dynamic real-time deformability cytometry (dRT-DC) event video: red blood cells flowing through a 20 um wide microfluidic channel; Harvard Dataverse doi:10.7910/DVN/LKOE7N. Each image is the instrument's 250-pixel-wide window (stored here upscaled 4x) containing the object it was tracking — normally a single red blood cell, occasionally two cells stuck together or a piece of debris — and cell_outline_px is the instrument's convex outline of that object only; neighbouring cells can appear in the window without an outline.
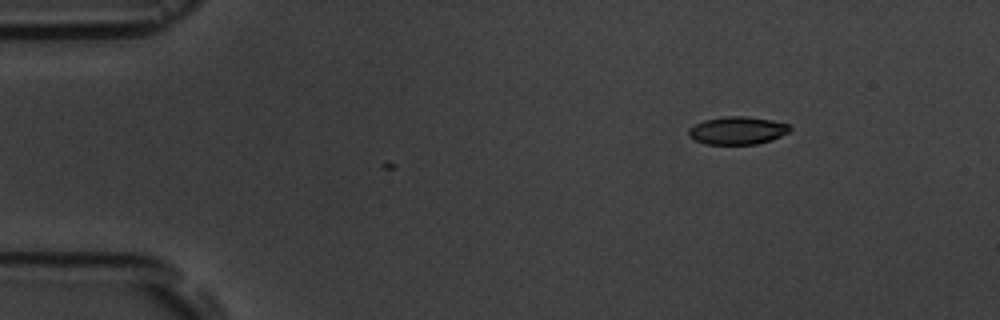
{"species": "common noctule bat (a hibernating species)", "species_latin": "Nyctalus noctula", "temperature_condition": "room temperature", "stored_images_in_passage": 5, "camera_frame_rate_fps": 3000, "um_per_image_px": 0.085, "animal": {"sex": "male", "body_mass_g": 19.5, "forearm_length_mm": 54.6}, "frame": {"image": 1, "passage_image": 1, "time_ms": 0.0, "image_size_px": [1000, 320], "cell_outline_px": [[792, 128], [788, 132], [772, 140], [756, 144], [704, 144], [688, 136], [688, 128], [704, 120], [724, 116], [744, 116], [772, 120], [788, 124]], "centroid_in_image_um": [62.67, 11.09], "position_along_channel_um": 22.3, "area_um2": 16.42}}
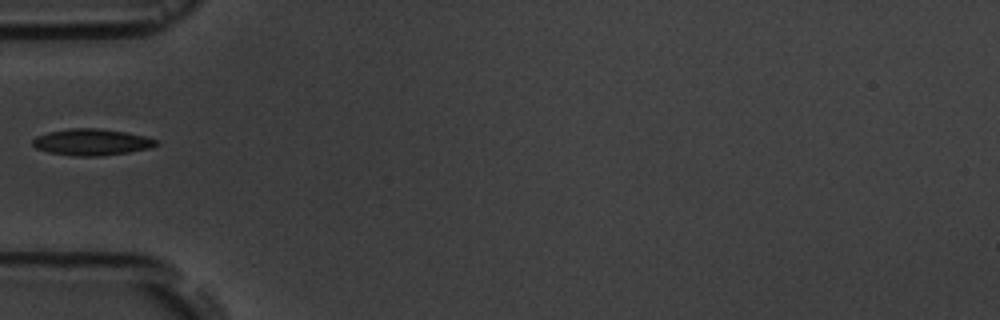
{"frame": {"image": 2, "passage_image": 4, "time_ms": 3.667, "image_size_px": [1000, 320], "cell_outline_px": [[160, 144], [148, 148], [128, 152], [100, 156], [76, 156], [48, 152], [36, 148], [32, 144], [32, 140], [36, 136], [48, 132], [68, 128], [100, 128], [124, 132], [144, 136], [156, 140]], "centroid_in_image_um": [7.76, 12.07], "position_along_channel_um": 77.2, "area_um2": 18.96}}
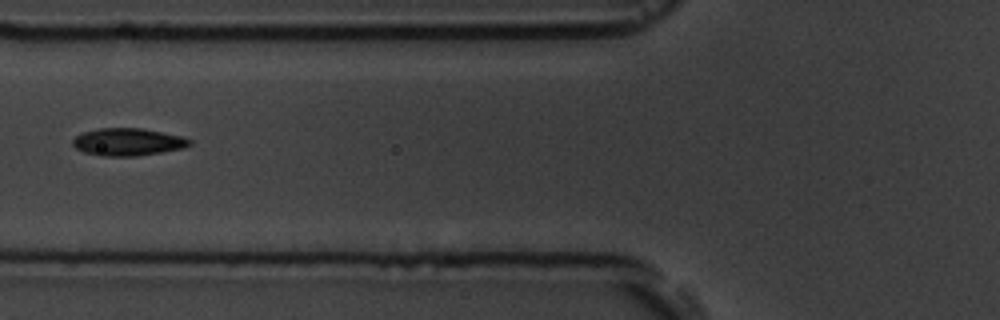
{"frame": {"image": 3, "passage_image": 5, "time_ms": 4.667, "image_size_px": [1000, 320], "cell_outline_px": [[192, 144], [184, 148], [136, 156], [100, 156], [84, 152], [76, 148], [72, 144], [72, 140], [76, 136], [84, 132], [100, 128], [140, 128], [184, 136], [192, 140]], "centroid_in_image_um": [10.89, 12.06], "position_along_channel_um": 114.9, "area_um2": 18.73}}